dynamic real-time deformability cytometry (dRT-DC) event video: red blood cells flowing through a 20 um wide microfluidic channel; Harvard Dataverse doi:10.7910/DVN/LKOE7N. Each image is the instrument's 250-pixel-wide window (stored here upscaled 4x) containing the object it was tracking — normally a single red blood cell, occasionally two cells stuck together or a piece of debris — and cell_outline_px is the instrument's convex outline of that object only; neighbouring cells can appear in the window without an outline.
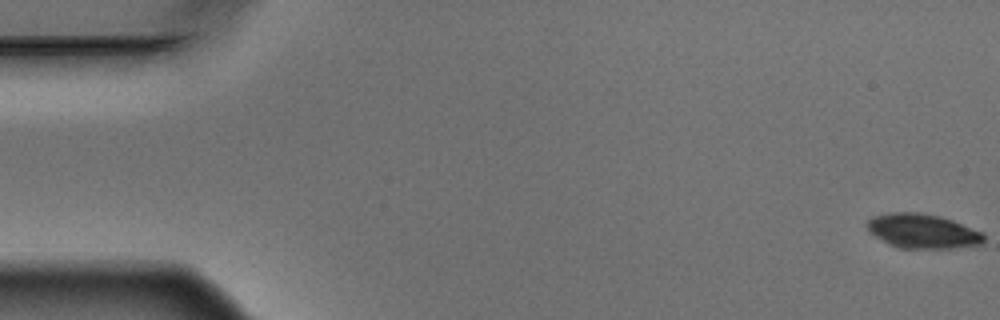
{"species": "Egyptian fruit bat (a non-hibernating species)", "species_latin": "Rousettus aegyptiacus", "temperature_condition": "warm", "stored_images_in_passage": 4, "camera_frame_rate_fps": 3000, "um_per_image_px": 0.085, "animal": {"sex": "male"}, "frame": {"image": 1, "passage_image": 1, "time_ms": 0.0, "image_size_px": [1000, 320], "cell_outline_px": [[984, 244], [952, 248], [904, 248], [880, 240], [868, 232], [868, 220], [872, 216], [888, 212], [920, 212], [940, 216], [952, 220], [984, 232]], "centroid_in_image_um": [78.44, 19.63], "position_along_channel_um": 6.6, "area_um2": 23.52}}
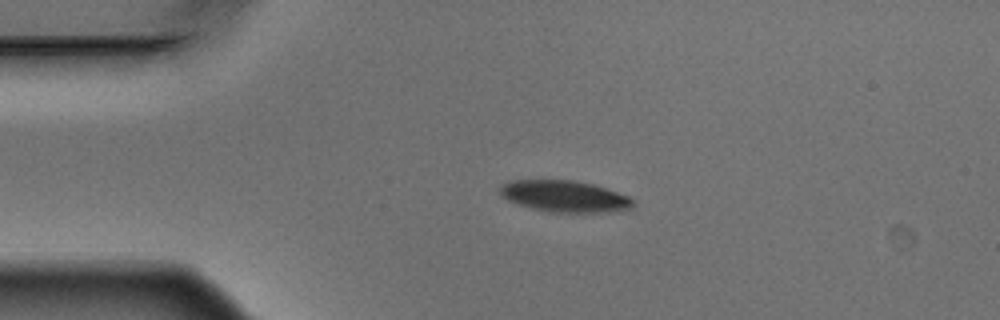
{"frame": {"image": 2, "passage_image": 4, "time_ms": 1.0, "image_size_px": [1000, 320], "cell_outline_px": [[632, 208], [608, 212], [552, 212], [532, 208], [508, 200], [500, 196], [500, 188], [504, 184], [512, 180], [572, 180], [592, 184], [608, 188], [628, 196], [632, 200]], "centroid_in_image_um": [48.0, 16.68], "position_along_channel_um": 37.0, "area_um2": 24.16}}